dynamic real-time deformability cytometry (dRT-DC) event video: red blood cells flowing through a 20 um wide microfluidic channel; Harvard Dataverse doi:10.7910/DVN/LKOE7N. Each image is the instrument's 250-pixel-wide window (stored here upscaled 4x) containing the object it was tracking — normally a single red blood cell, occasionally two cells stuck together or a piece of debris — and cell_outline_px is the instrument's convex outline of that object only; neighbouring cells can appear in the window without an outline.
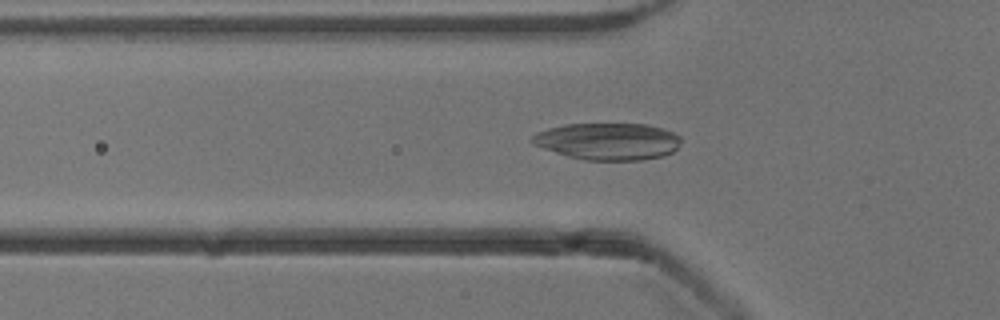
{"species": "common noctule bat (a hibernating species)", "species_latin": "Nyctalus noctula", "temperature_condition": "cold", "stored_images_in_passage": 38, "camera_frame_rate_fps": 3000, "um_per_image_px": 0.085, "animal": {"sex": "male", "body_mass_g": 13.3}, "frame": {"image": 1, "passage_image": 7, "time_ms": 2.0, "image_size_px": [1000, 320], "cell_outline_px": [[680, 144], [672, 152], [664, 156], [640, 160], [584, 160], [568, 156], [544, 148], [536, 144], [532, 140], [532, 136], [536, 132], [548, 128], [564, 124], [648, 124], [664, 128], [680, 136]], "centroid_in_image_um": [51.71, 12.01], "position_along_channel_um": 74.1, "area_um2": 31.96}}
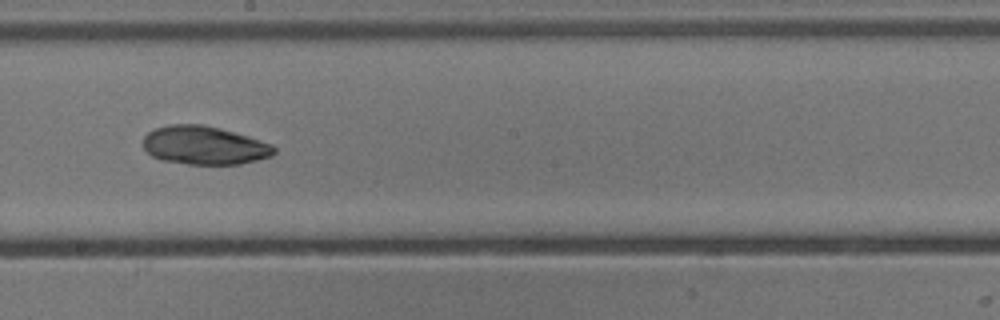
{"frame": {"image": 2, "passage_image": 19, "time_ms": 6.0, "image_size_px": [1000, 320], "cell_outline_px": [[276, 152], [272, 156], [240, 164], [188, 164], [160, 160], [152, 156], [144, 148], [144, 136], [152, 128], [168, 124], [204, 124], [236, 132], [272, 144], [276, 148]], "centroid_in_image_um": [17.36, 12.34], "position_along_channel_um": 230.8, "area_um2": 29.59}}
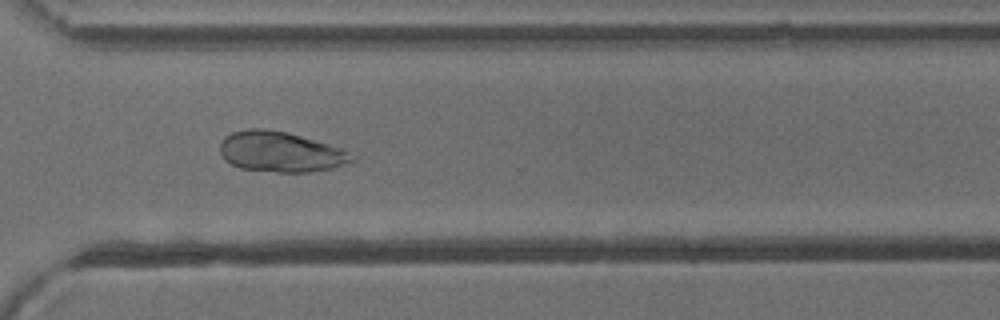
{"frame": {"image": 3, "passage_image": 28, "time_ms": 9.0, "image_size_px": [1000, 320], "cell_outline_px": [[356, 160], [332, 168], [308, 172], [276, 172], [240, 168], [224, 160], [220, 152], [220, 140], [224, 136], [232, 132], [248, 128], [260, 128], [288, 132], [328, 144], [340, 148], [356, 156]], "centroid_in_image_um": [23.81, 12.9], "position_along_channel_um": 346.8, "area_um2": 31.1}, "authors_computed_cell_mechanics": {"area_um2": 29.5069, "velocity_mm_per_s": 3.885, "shape_relaxation_time_tau1_ms": 4.5522, "shape_relaxation_time_tau2_ms": null, "deformation_change_tau1": 0.0648, "deformation_change_tau2": null}}